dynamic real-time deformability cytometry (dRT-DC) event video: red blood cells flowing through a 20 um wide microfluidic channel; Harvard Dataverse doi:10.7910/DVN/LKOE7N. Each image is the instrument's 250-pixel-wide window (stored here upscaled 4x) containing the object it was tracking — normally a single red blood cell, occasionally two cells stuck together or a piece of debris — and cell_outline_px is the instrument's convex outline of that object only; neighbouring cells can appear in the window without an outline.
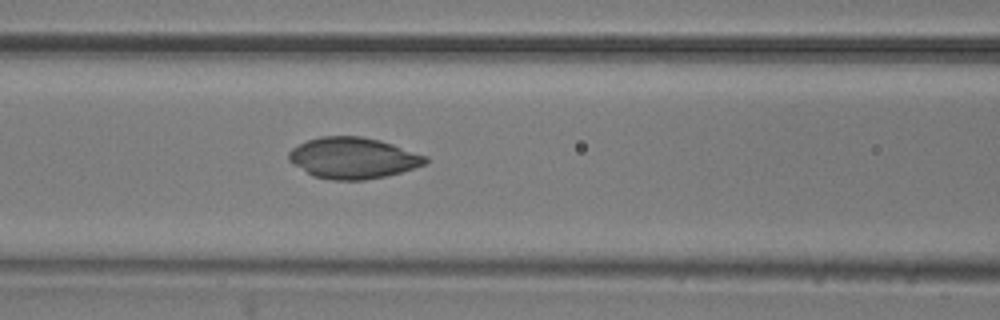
{"species": "common noctule bat (a hibernating species)", "species_latin": "Nyctalus noctula", "temperature_condition": "room temperature", "stored_images_in_passage": 45, "camera_frame_rate_fps": 3000, "um_per_image_px": 0.085, "animal": {"sex": "male", "body_mass_g": 20.5, "forearm_length_mm": 52.5}, "frame": {"image": 1, "passage_image": 15, "time_ms": 4.667, "image_size_px": [1000, 320], "cell_outline_px": [[428, 160], [424, 164], [400, 172], [384, 176], [364, 180], [332, 180], [312, 176], [292, 164], [288, 160], [288, 152], [292, 148], [308, 140], [320, 136], [360, 136], [380, 140], [428, 156]], "centroid_in_image_um": [29.97, 13.43], "position_along_channel_um": 136.6, "area_um2": 32.71}}
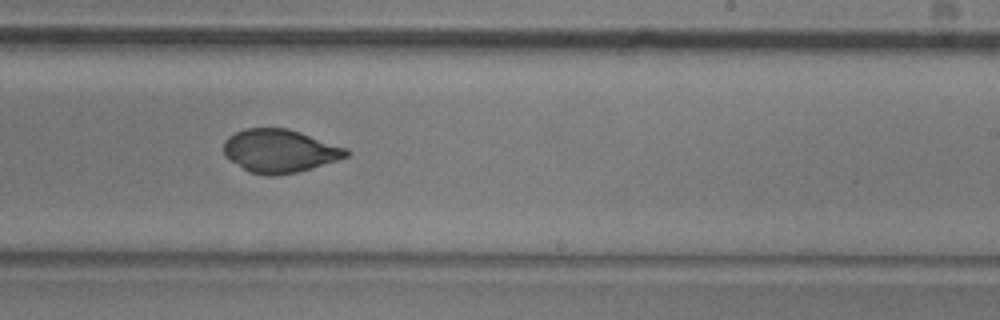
{"frame": {"image": 2, "passage_image": 25, "time_ms": 8.0, "image_size_px": [1000, 320], "cell_outline_px": [[348, 156], [312, 168], [296, 172], [272, 176], [268, 176], [248, 172], [224, 156], [224, 140], [228, 136], [244, 128], [288, 128], [348, 148]], "centroid_in_image_um": [23.75, 12.83], "position_along_channel_um": 265.3, "area_um2": 30.87}}
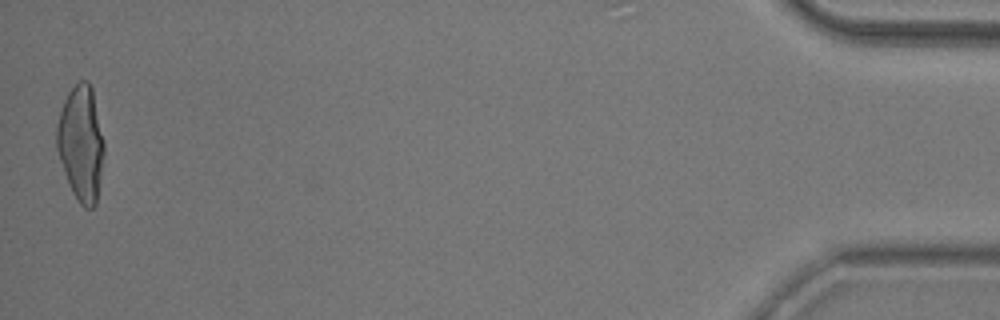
{"frame": {"image": 3, "passage_image": 45, "time_ms": 14.667, "image_size_px": [1000, 320], "cell_outline_px": [[104, 156], [96, 204], [92, 208], [84, 208], [80, 204], [72, 192], [64, 172], [56, 148], [56, 128], [60, 112], [64, 100], [68, 92], [80, 80], [88, 80], [92, 88], [104, 140]], "centroid_in_image_um": [6.89, 12.19], "position_along_channel_um": 428.3, "area_um2": 31.85}}